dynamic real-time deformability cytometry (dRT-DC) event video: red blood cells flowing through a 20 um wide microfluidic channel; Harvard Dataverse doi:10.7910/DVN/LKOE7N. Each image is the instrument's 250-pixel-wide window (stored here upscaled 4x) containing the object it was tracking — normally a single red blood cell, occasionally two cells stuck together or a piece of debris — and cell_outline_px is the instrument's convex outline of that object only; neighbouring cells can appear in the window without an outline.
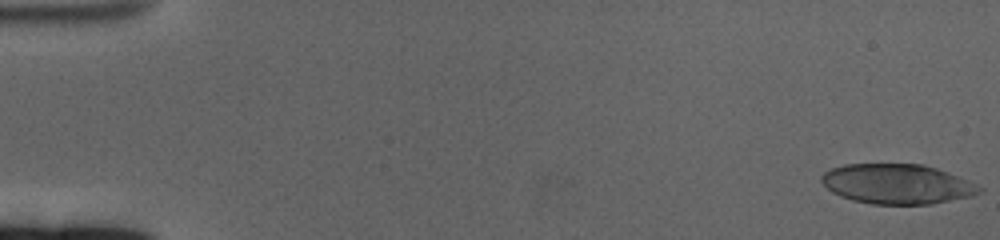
{"species": "human", "species_latin": "Homo sapiens", "temperature_condition": "cold", "stored_images_in_passage": 61, "camera_frame_rate_fps": 3000, "um_per_image_px": 0.085, "donor": {"sex": "female"}, "frame": {"image": 1, "passage_image": 1, "time_ms": 0.0, "image_size_px": [1000, 240], "cell_outline_px": [[984, 192], [972, 196], [932, 204], [872, 204], [852, 200], [840, 196], [832, 192], [820, 180], [820, 176], [824, 172], [832, 168], [844, 164], [924, 164], [948, 172], [968, 180], [984, 188]], "centroid_in_image_um": [76.28, 15.64], "position_along_channel_um": 8.7, "area_um2": 36.88}}
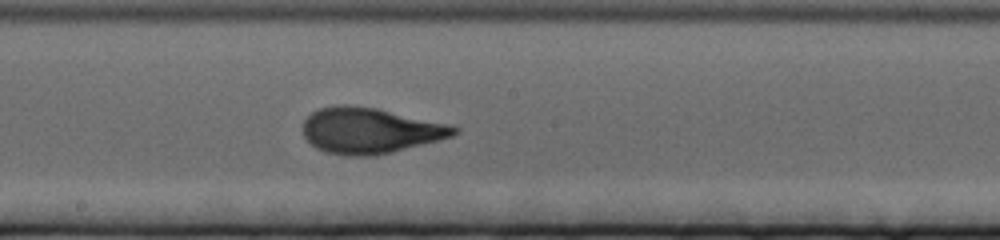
{"frame": {"image": 2, "passage_image": 34, "time_ms": 11.0, "image_size_px": [1000, 240], "cell_outline_px": [[460, 132], [452, 136], [392, 152], [376, 156], [344, 156], [324, 152], [316, 148], [304, 136], [304, 120], [312, 112], [320, 108], [336, 104], [344, 104], [376, 108], [452, 124], [460, 128]], "centroid_in_image_um": [31.46, 11.1], "position_along_channel_um": 216.7, "area_um2": 40.46}}
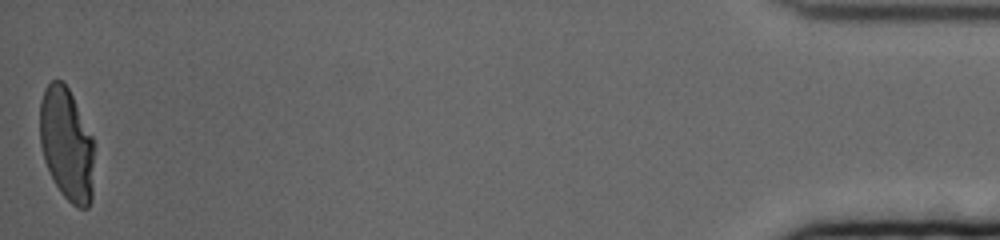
{"frame": {"image": 3, "passage_image": 61, "time_ms": 20.0, "image_size_px": [1000, 240], "cell_outline_px": [[92, 200], [88, 208], [76, 208], [60, 192], [44, 160], [40, 144], [40, 100], [44, 88], [52, 80], [60, 80], [68, 88], [92, 136]], "centroid_in_image_um": [5.64, 12.26], "position_along_channel_um": 429.6, "area_um2": 35.32}, "authors_computed_cell_mechanics": {"area_um2": 37.859, "velocity_mm_per_s": 3.3286, "shape_relaxation_time_tau1_ms": 4.9904, "shape_relaxation_time_tau2_ms": 0.9776, "deformation_change_tau1": 0.2261, "deformation_change_tau2": 0.0775}}